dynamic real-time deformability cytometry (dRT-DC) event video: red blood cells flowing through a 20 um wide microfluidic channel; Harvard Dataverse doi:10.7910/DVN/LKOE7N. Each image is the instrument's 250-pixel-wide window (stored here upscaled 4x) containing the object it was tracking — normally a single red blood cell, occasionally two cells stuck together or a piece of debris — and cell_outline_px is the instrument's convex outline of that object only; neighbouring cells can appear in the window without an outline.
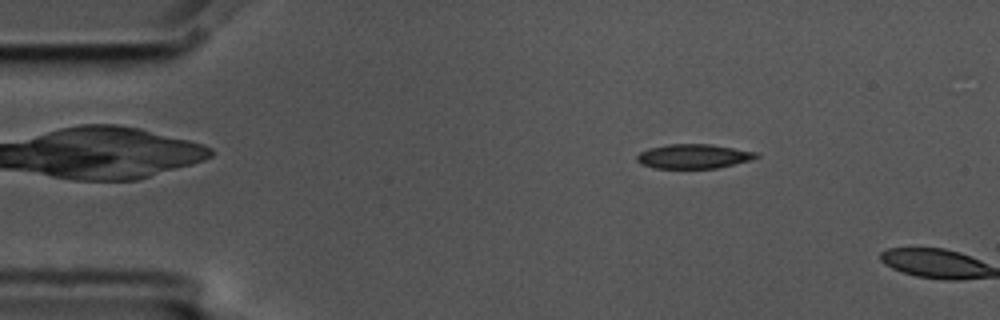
{"species": "common noctule bat (a hibernating species)", "species_latin": "Nyctalus noctula", "temperature_condition": "cold", "stored_images_in_passage": 2, "camera_frame_rate_fps": 3000, "um_per_image_px": 0.085, "animal": {"sex": "male", "body_mass_g": 17.5, "forearm_length_mm": 52.3}, "frame": {"image": 1, "passage_image": 1, "time_ms": 0.0, "image_size_px": [1000, 320], "cell_outline_px": [[760, 156], [752, 160], [716, 168], [656, 168], [640, 164], [636, 160], [636, 156], [640, 152], [648, 148], [668, 144], [712, 144], [756, 152]], "centroid_in_image_um": [58.94, 13.28], "position_along_channel_um": 26.1, "area_um2": 16.99}}